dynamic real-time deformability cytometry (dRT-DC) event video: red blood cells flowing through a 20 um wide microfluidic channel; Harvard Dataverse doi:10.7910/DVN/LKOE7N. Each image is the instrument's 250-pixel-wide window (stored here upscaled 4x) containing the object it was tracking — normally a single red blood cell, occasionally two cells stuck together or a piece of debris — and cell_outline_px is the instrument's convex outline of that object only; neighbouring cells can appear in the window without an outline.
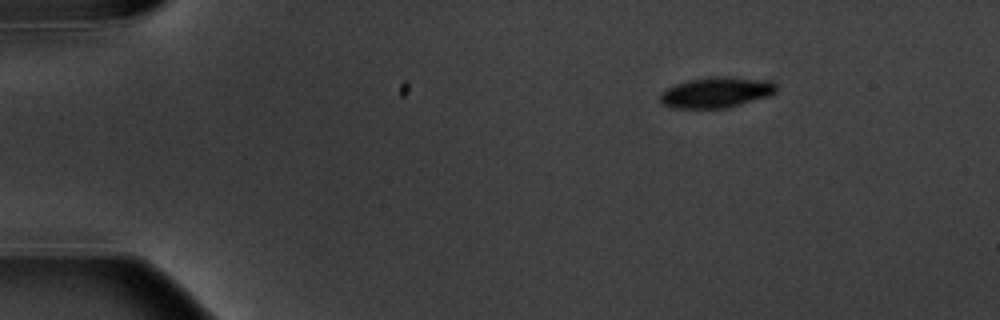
{"species": "common noctule bat (a hibernating species)", "species_latin": "Nyctalus noctula", "temperature_condition": "warm", "stored_images_in_passage": 4, "camera_frame_rate_fps": 3000, "um_per_image_px": 0.085, "animal": {"sex": "male", "body_mass_g": 20.1, "forearm_length_mm": 53.5}, "frame": {"image": 1, "passage_image": 1, "time_ms": 0.0, "image_size_px": [1000, 320], "cell_outline_px": [[776, 92], [772, 96], [728, 108], [672, 108], [664, 104], [660, 100], [660, 92], [676, 84], [688, 80], [712, 76], [724, 76], [772, 80], [776, 84]], "centroid_in_image_um": [60.95, 7.85], "position_along_channel_um": 24.1, "area_um2": 21.1}}
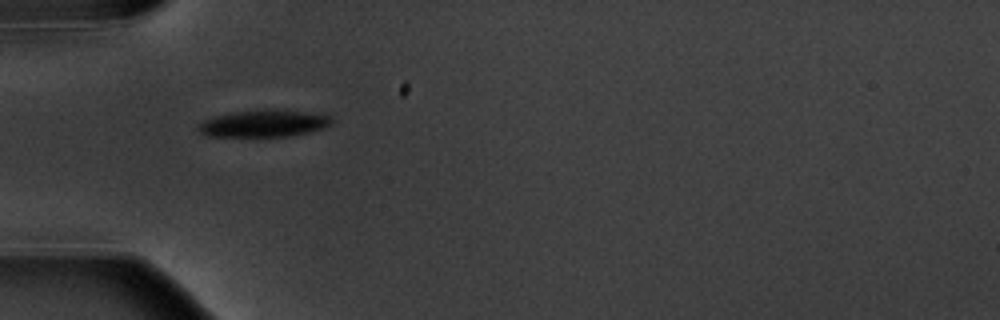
{"frame": {"image": 2, "passage_image": 3, "time_ms": 3.333, "image_size_px": [1000, 320], "cell_outline_px": [[332, 124], [324, 128], [308, 132], [288, 136], [204, 136], [196, 128], [196, 124], [212, 116], [236, 112], [276, 108], [332, 116]], "centroid_in_image_um": [22.39, 10.49], "position_along_channel_um": 62.6, "area_um2": 21.1}}